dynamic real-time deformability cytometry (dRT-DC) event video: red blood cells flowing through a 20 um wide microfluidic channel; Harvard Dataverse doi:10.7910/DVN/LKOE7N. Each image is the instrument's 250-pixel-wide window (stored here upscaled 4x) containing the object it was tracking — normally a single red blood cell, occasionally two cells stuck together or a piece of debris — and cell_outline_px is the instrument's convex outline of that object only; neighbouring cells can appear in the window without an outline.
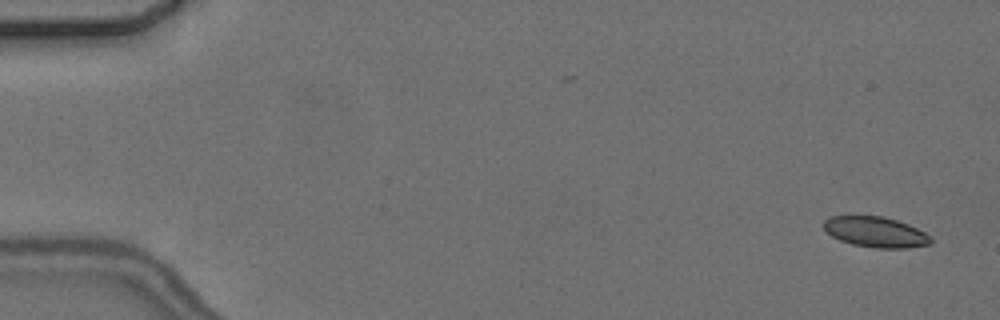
{"species": "common noctule bat (a hibernating species)", "species_latin": "Nyctalus noctula", "temperature_condition": "cold", "stored_images_in_passage": 10, "camera_frame_rate_fps": 3000, "um_per_image_px": 0.085, "animal": {"sex": "female", "body_mass_g": 24.6, "forearm_length_mm": 56.2}, "frame": {"image": 1, "passage_image": 1, "time_ms": 0.0, "image_size_px": [1000, 320], "cell_outline_px": [[932, 244], [908, 248], [876, 248], [852, 244], [840, 240], [832, 236], [824, 228], [824, 220], [832, 216], [880, 216], [896, 220], [908, 224], [932, 236]], "centroid_in_image_um": [74.46, 19.73], "position_along_channel_um": 10.5, "area_um2": 18.96}}